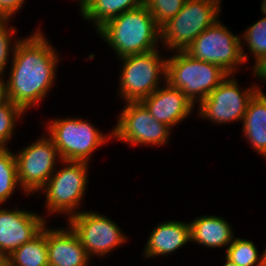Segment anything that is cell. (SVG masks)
<instances>
[{
  "instance_id": "cell-1",
  "label": "cell",
  "mask_w": 266,
  "mask_h": 266,
  "mask_svg": "<svg viewBox=\"0 0 266 266\" xmlns=\"http://www.w3.org/2000/svg\"><path fill=\"white\" fill-rule=\"evenodd\" d=\"M46 33L36 27L18 42L7 77L1 86L2 97L18 105L26 113L37 108L52 91L61 56Z\"/></svg>"
},
{
  "instance_id": "cell-2",
  "label": "cell",
  "mask_w": 266,
  "mask_h": 266,
  "mask_svg": "<svg viewBox=\"0 0 266 266\" xmlns=\"http://www.w3.org/2000/svg\"><path fill=\"white\" fill-rule=\"evenodd\" d=\"M95 33L117 59L148 53L161 46L160 26L144 4L110 19Z\"/></svg>"
},
{
  "instance_id": "cell-3",
  "label": "cell",
  "mask_w": 266,
  "mask_h": 266,
  "mask_svg": "<svg viewBox=\"0 0 266 266\" xmlns=\"http://www.w3.org/2000/svg\"><path fill=\"white\" fill-rule=\"evenodd\" d=\"M62 164V165H61ZM88 162L61 161L48 182L38 192L45 196V219L61 215L65 221L82 211L89 184ZM81 210V211H80ZM64 215V216H63Z\"/></svg>"
},
{
  "instance_id": "cell-4",
  "label": "cell",
  "mask_w": 266,
  "mask_h": 266,
  "mask_svg": "<svg viewBox=\"0 0 266 266\" xmlns=\"http://www.w3.org/2000/svg\"><path fill=\"white\" fill-rule=\"evenodd\" d=\"M44 130L56 145L62 161L91 163L93 152L113 139L112 129L105 133L90 119L80 116L51 117Z\"/></svg>"
},
{
  "instance_id": "cell-5",
  "label": "cell",
  "mask_w": 266,
  "mask_h": 266,
  "mask_svg": "<svg viewBox=\"0 0 266 266\" xmlns=\"http://www.w3.org/2000/svg\"><path fill=\"white\" fill-rule=\"evenodd\" d=\"M161 49L119 58L117 94L122 103L140 102L166 83L167 56Z\"/></svg>"
},
{
  "instance_id": "cell-6",
  "label": "cell",
  "mask_w": 266,
  "mask_h": 266,
  "mask_svg": "<svg viewBox=\"0 0 266 266\" xmlns=\"http://www.w3.org/2000/svg\"><path fill=\"white\" fill-rule=\"evenodd\" d=\"M171 54L167 56L166 82L172 88L180 89L194 106L228 76L219 66L195 59L186 51Z\"/></svg>"
},
{
  "instance_id": "cell-7",
  "label": "cell",
  "mask_w": 266,
  "mask_h": 266,
  "mask_svg": "<svg viewBox=\"0 0 266 266\" xmlns=\"http://www.w3.org/2000/svg\"><path fill=\"white\" fill-rule=\"evenodd\" d=\"M222 11L201 0H186L173 18L160 26V43L163 50L185 51L208 27L220 19Z\"/></svg>"
},
{
  "instance_id": "cell-8",
  "label": "cell",
  "mask_w": 266,
  "mask_h": 266,
  "mask_svg": "<svg viewBox=\"0 0 266 266\" xmlns=\"http://www.w3.org/2000/svg\"><path fill=\"white\" fill-rule=\"evenodd\" d=\"M236 77L228 75L196 106L197 118L209 121L216 126L233 122L242 123L250 100L258 91L263 90L256 81L244 88L238 84Z\"/></svg>"
},
{
  "instance_id": "cell-9",
  "label": "cell",
  "mask_w": 266,
  "mask_h": 266,
  "mask_svg": "<svg viewBox=\"0 0 266 266\" xmlns=\"http://www.w3.org/2000/svg\"><path fill=\"white\" fill-rule=\"evenodd\" d=\"M66 221L92 261L94 257L107 258V255H111L129 241L126 232L117 222L99 211L82 210Z\"/></svg>"
},
{
  "instance_id": "cell-10",
  "label": "cell",
  "mask_w": 266,
  "mask_h": 266,
  "mask_svg": "<svg viewBox=\"0 0 266 266\" xmlns=\"http://www.w3.org/2000/svg\"><path fill=\"white\" fill-rule=\"evenodd\" d=\"M112 127L114 141L135 146L165 147L172 129L157 121L141 102H124Z\"/></svg>"
},
{
  "instance_id": "cell-11",
  "label": "cell",
  "mask_w": 266,
  "mask_h": 266,
  "mask_svg": "<svg viewBox=\"0 0 266 266\" xmlns=\"http://www.w3.org/2000/svg\"><path fill=\"white\" fill-rule=\"evenodd\" d=\"M185 51L195 59L219 66L228 75H236L246 65L240 34H234L221 19L204 30Z\"/></svg>"
},
{
  "instance_id": "cell-12",
  "label": "cell",
  "mask_w": 266,
  "mask_h": 266,
  "mask_svg": "<svg viewBox=\"0 0 266 266\" xmlns=\"http://www.w3.org/2000/svg\"><path fill=\"white\" fill-rule=\"evenodd\" d=\"M40 136L14 153L18 182L28 197L38 194L62 161L51 138Z\"/></svg>"
},
{
  "instance_id": "cell-13",
  "label": "cell",
  "mask_w": 266,
  "mask_h": 266,
  "mask_svg": "<svg viewBox=\"0 0 266 266\" xmlns=\"http://www.w3.org/2000/svg\"><path fill=\"white\" fill-rule=\"evenodd\" d=\"M48 223L44 214L0 205V254L6 259Z\"/></svg>"
},
{
  "instance_id": "cell-14",
  "label": "cell",
  "mask_w": 266,
  "mask_h": 266,
  "mask_svg": "<svg viewBox=\"0 0 266 266\" xmlns=\"http://www.w3.org/2000/svg\"><path fill=\"white\" fill-rule=\"evenodd\" d=\"M140 102L157 121L171 129L195 114L196 110L180 89L172 88L167 82Z\"/></svg>"
},
{
  "instance_id": "cell-15",
  "label": "cell",
  "mask_w": 266,
  "mask_h": 266,
  "mask_svg": "<svg viewBox=\"0 0 266 266\" xmlns=\"http://www.w3.org/2000/svg\"><path fill=\"white\" fill-rule=\"evenodd\" d=\"M46 224V243L48 264L53 266H91L92 260L88 257L85 248L80 243L72 229Z\"/></svg>"
},
{
  "instance_id": "cell-16",
  "label": "cell",
  "mask_w": 266,
  "mask_h": 266,
  "mask_svg": "<svg viewBox=\"0 0 266 266\" xmlns=\"http://www.w3.org/2000/svg\"><path fill=\"white\" fill-rule=\"evenodd\" d=\"M189 221L164 220L156 223L142 249L143 258L152 260L168 257L191 243Z\"/></svg>"
},
{
  "instance_id": "cell-17",
  "label": "cell",
  "mask_w": 266,
  "mask_h": 266,
  "mask_svg": "<svg viewBox=\"0 0 266 266\" xmlns=\"http://www.w3.org/2000/svg\"><path fill=\"white\" fill-rule=\"evenodd\" d=\"M224 217L212 215L197 216L190 223L191 242L199 246L210 248H223L227 250L235 237L233 225Z\"/></svg>"
},
{
  "instance_id": "cell-18",
  "label": "cell",
  "mask_w": 266,
  "mask_h": 266,
  "mask_svg": "<svg viewBox=\"0 0 266 266\" xmlns=\"http://www.w3.org/2000/svg\"><path fill=\"white\" fill-rule=\"evenodd\" d=\"M242 136L266 161V94L257 92L250 100L242 121Z\"/></svg>"
},
{
  "instance_id": "cell-19",
  "label": "cell",
  "mask_w": 266,
  "mask_h": 266,
  "mask_svg": "<svg viewBox=\"0 0 266 266\" xmlns=\"http://www.w3.org/2000/svg\"><path fill=\"white\" fill-rule=\"evenodd\" d=\"M76 7L85 22L94 27L95 32L110 19L125 11L143 5V0H78Z\"/></svg>"
},
{
  "instance_id": "cell-20",
  "label": "cell",
  "mask_w": 266,
  "mask_h": 266,
  "mask_svg": "<svg viewBox=\"0 0 266 266\" xmlns=\"http://www.w3.org/2000/svg\"><path fill=\"white\" fill-rule=\"evenodd\" d=\"M260 9L262 18L258 19L256 22L252 23L240 34L241 37V51L243 56V61H250V57L253 58V69L258 63H260L264 58H266V4L261 2ZM247 47H246V46ZM247 50L250 55L245 52Z\"/></svg>"
},
{
  "instance_id": "cell-21",
  "label": "cell",
  "mask_w": 266,
  "mask_h": 266,
  "mask_svg": "<svg viewBox=\"0 0 266 266\" xmlns=\"http://www.w3.org/2000/svg\"><path fill=\"white\" fill-rule=\"evenodd\" d=\"M46 225L29 242L6 258V266H47Z\"/></svg>"
},
{
  "instance_id": "cell-22",
  "label": "cell",
  "mask_w": 266,
  "mask_h": 266,
  "mask_svg": "<svg viewBox=\"0 0 266 266\" xmlns=\"http://www.w3.org/2000/svg\"><path fill=\"white\" fill-rule=\"evenodd\" d=\"M10 149L0 148V205H5V202L7 204L8 200L15 195L14 192L17 191L28 197L20 188L17 178L15 151Z\"/></svg>"
},
{
  "instance_id": "cell-23",
  "label": "cell",
  "mask_w": 266,
  "mask_h": 266,
  "mask_svg": "<svg viewBox=\"0 0 266 266\" xmlns=\"http://www.w3.org/2000/svg\"><path fill=\"white\" fill-rule=\"evenodd\" d=\"M251 239L234 237L224 256L239 266H266L264 253Z\"/></svg>"
},
{
  "instance_id": "cell-24",
  "label": "cell",
  "mask_w": 266,
  "mask_h": 266,
  "mask_svg": "<svg viewBox=\"0 0 266 266\" xmlns=\"http://www.w3.org/2000/svg\"><path fill=\"white\" fill-rule=\"evenodd\" d=\"M26 112L10 100L0 97V148H9L15 136L16 126L25 117ZM19 122V123H18Z\"/></svg>"
},
{
  "instance_id": "cell-25",
  "label": "cell",
  "mask_w": 266,
  "mask_h": 266,
  "mask_svg": "<svg viewBox=\"0 0 266 266\" xmlns=\"http://www.w3.org/2000/svg\"><path fill=\"white\" fill-rule=\"evenodd\" d=\"M11 21L13 20H3L0 23V85L5 78L4 75L11 63L15 48L22 39V37H16L17 28L11 25Z\"/></svg>"
},
{
  "instance_id": "cell-26",
  "label": "cell",
  "mask_w": 266,
  "mask_h": 266,
  "mask_svg": "<svg viewBox=\"0 0 266 266\" xmlns=\"http://www.w3.org/2000/svg\"><path fill=\"white\" fill-rule=\"evenodd\" d=\"M186 0H143L159 26L175 17L183 8Z\"/></svg>"
},
{
  "instance_id": "cell-27",
  "label": "cell",
  "mask_w": 266,
  "mask_h": 266,
  "mask_svg": "<svg viewBox=\"0 0 266 266\" xmlns=\"http://www.w3.org/2000/svg\"><path fill=\"white\" fill-rule=\"evenodd\" d=\"M26 0H0V17L3 20H11L23 9Z\"/></svg>"
},
{
  "instance_id": "cell-28",
  "label": "cell",
  "mask_w": 266,
  "mask_h": 266,
  "mask_svg": "<svg viewBox=\"0 0 266 266\" xmlns=\"http://www.w3.org/2000/svg\"><path fill=\"white\" fill-rule=\"evenodd\" d=\"M254 80H259L262 83H266V58H264L260 63H258L252 70H251Z\"/></svg>"
},
{
  "instance_id": "cell-29",
  "label": "cell",
  "mask_w": 266,
  "mask_h": 266,
  "mask_svg": "<svg viewBox=\"0 0 266 266\" xmlns=\"http://www.w3.org/2000/svg\"><path fill=\"white\" fill-rule=\"evenodd\" d=\"M201 1H205V2H209L215 6H217L221 11H222V7H221V4H222V1L223 0H201Z\"/></svg>"
},
{
  "instance_id": "cell-30",
  "label": "cell",
  "mask_w": 266,
  "mask_h": 266,
  "mask_svg": "<svg viewBox=\"0 0 266 266\" xmlns=\"http://www.w3.org/2000/svg\"><path fill=\"white\" fill-rule=\"evenodd\" d=\"M225 262H222V266H239L235 264L234 262L230 261L226 256L224 257Z\"/></svg>"
},
{
  "instance_id": "cell-31",
  "label": "cell",
  "mask_w": 266,
  "mask_h": 266,
  "mask_svg": "<svg viewBox=\"0 0 266 266\" xmlns=\"http://www.w3.org/2000/svg\"><path fill=\"white\" fill-rule=\"evenodd\" d=\"M0 266H6V259L0 254Z\"/></svg>"
},
{
  "instance_id": "cell-32",
  "label": "cell",
  "mask_w": 266,
  "mask_h": 266,
  "mask_svg": "<svg viewBox=\"0 0 266 266\" xmlns=\"http://www.w3.org/2000/svg\"><path fill=\"white\" fill-rule=\"evenodd\" d=\"M266 246V245H265ZM263 253H264V258H265V263H266V247L265 249L263 250Z\"/></svg>"
}]
</instances>
